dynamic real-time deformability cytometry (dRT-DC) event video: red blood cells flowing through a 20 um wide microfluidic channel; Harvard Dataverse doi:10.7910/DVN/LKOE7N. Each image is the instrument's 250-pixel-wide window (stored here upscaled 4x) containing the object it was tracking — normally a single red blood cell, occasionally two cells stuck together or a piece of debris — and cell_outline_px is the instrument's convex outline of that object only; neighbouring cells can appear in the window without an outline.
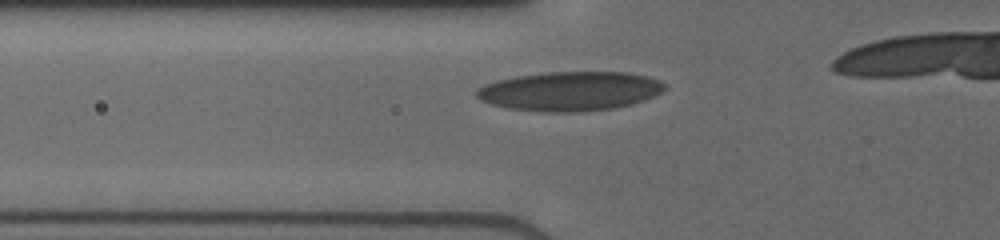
{"species": "human", "species_latin": "Homo sapiens", "temperature_condition": "cold", "stored_images_in_passage": 16, "segment_of_instrument_passage": [1, 2], "camera_frame_rate_fps": 3000, "um_per_image_px": 0.085, "donor": {"sex": "male"}, "frame": {"image": 1, "passage_image": 2, "time_ms": 0.333, "image_size_px": [1000, 240], "cell_outline_px": [[664, 88], [660, 92], [644, 100], [632, 104], [612, 108], [580, 112], [548, 112], [508, 108], [492, 104], [480, 100], [476, 96], [476, 88], [484, 84], [496, 80], [516, 76], [548, 72], [628, 72], [648, 76], [660, 80], [664, 84]], "centroid_in_image_um": [48.42, 7.74], "position_along_channel_um": 77.4, "area_um2": 43.0}}
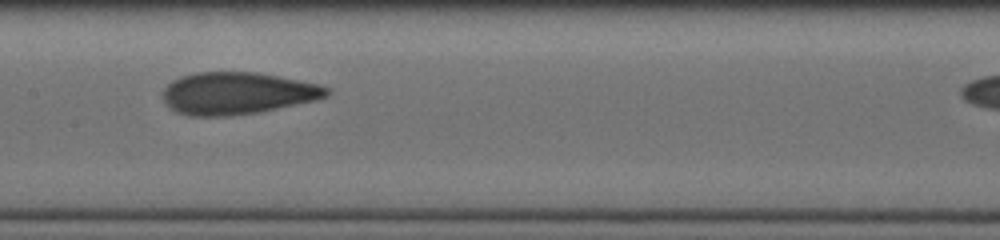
{"frame": {"image": 2, "passage_image": 10, "time_ms": 3.0, "image_size_px": [1000, 240], "cell_outline_px": [[332, 92], [328, 96], [316, 100], [260, 112], [228, 116], [188, 116], [176, 112], [168, 108], [164, 104], [160, 92], [172, 80], [180, 76], [196, 72], [256, 72], [320, 84], [332, 88]], "centroid_in_image_um": [20.14, 7.93], "position_along_channel_um": 187.3, "area_um2": 40.86}}
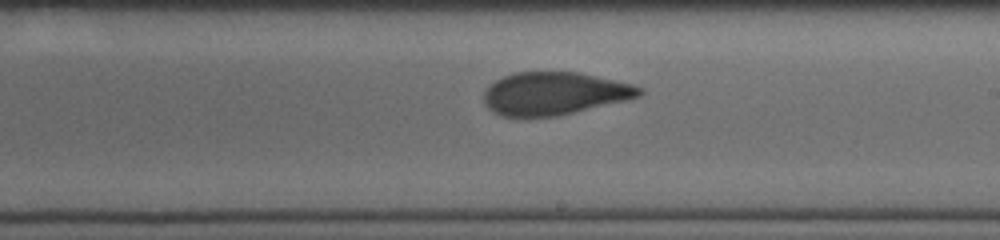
{"frame": {"image": 3, "passage_image": 14, "time_ms": 4.333, "image_size_px": [1000, 240], "cell_outline_px": [[644, 92], [640, 96], [624, 100], [556, 116], [500, 116], [492, 112], [484, 104], [484, 92], [496, 80], [504, 76], [516, 72], [580, 72], [632, 84], [644, 88]], "centroid_in_image_um": [47.11, 7.94], "position_along_channel_um": 241.9, "area_um2": 38.44}}